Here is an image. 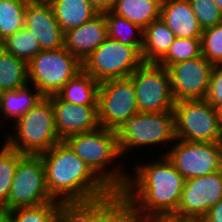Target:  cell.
<instances>
[{"label": "cell", "instance_id": "6da1fadb", "mask_svg": "<svg viewBox=\"0 0 222 222\" xmlns=\"http://www.w3.org/2000/svg\"><path fill=\"white\" fill-rule=\"evenodd\" d=\"M161 155V156H160ZM131 169L121 193L148 218H171L177 211L184 177L163 154Z\"/></svg>", "mask_w": 222, "mask_h": 222}, {"label": "cell", "instance_id": "7a4b0ae2", "mask_svg": "<svg viewBox=\"0 0 222 222\" xmlns=\"http://www.w3.org/2000/svg\"><path fill=\"white\" fill-rule=\"evenodd\" d=\"M39 155L48 192L55 201H88L112 191L64 140Z\"/></svg>", "mask_w": 222, "mask_h": 222}, {"label": "cell", "instance_id": "3957f363", "mask_svg": "<svg viewBox=\"0 0 222 222\" xmlns=\"http://www.w3.org/2000/svg\"><path fill=\"white\" fill-rule=\"evenodd\" d=\"M64 141L111 190L121 192L124 189L129 172L121 166L122 162L117 163V159L121 161L123 157L115 130L99 127L71 135Z\"/></svg>", "mask_w": 222, "mask_h": 222}, {"label": "cell", "instance_id": "277c9868", "mask_svg": "<svg viewBox=\"0 0 222 222\" xmlns=\"http://www.w3.org/2000/svg\"><path fill=\"white\" fill-rule=\"evenodd\" d=\"M5 135L7 146L22 154L39 155L62 141L56 131L54 108L50 97L42 99L16 119Z\"/></svg>", "mask_w": 222, "mask_h": 222}, {"label": "cell", "instance_id": "5b68a950", "mask_svg": "<svg viewBox=\"0 0 222 222\" xmlns=\"http://www.w3.org/2000/svg\"><path fill=\"white\" fill-rule=\"evenodd\" d=\"M115 132L123 158L130 151H136L135 149H144L145 146L154 149L155 146L166 147L169 144L164 148L166 154L176 140L174 112H138L129 117Z\"/></svg>", "mask_w": 222, "mask_h": 222}, {"label": "cell", "instance_id": "8992f818", "mask_svg": "<svg viewBox=\"0 0 222 222\" xmlns=\"http://www.w3.org/2000/svg\"><path fill=\"white\" fill-rule=\"evenodd\" d=\"M28 83L43 97L56 95L82 71V62L64 47L41 50L28 64Z\"/></svg>", "mask_w": 222, "mask_h": 222}, {"label": "cell", "instance_id": "52a82bcc", "mask_svg": "<svg viewBox=\"0 0 222 222\" xmlns=\"http://www.w3.org/2000/svg\"><path fill=\"white\" fill-rule=\"evenodd\" d=\"M173 112L176 139L221 143L222 126L217 108L206 99L177 101Z\"/></svg>", "mask_w": 222, "mask_h": 222}, {"label": "cell", "instance_id": "ba28073f", "mask_svg": "<svg viewBox=\"0 0 222 222\" xmlns=\"http://www.w3.org/2000/svg\"><path fill=\"white\" fill-rule=\"evenodd\" d=\"M141 49L109 37L83 62L82 70L98 83L129 77L143 63Z\"/></svg>", "mask_w": 222, "mask_h": 222}, {"label": "cell", "instance_id": "9c48e42d", "mask_svg": "<svg viewBox=\"0 0 222 222\" xmlns=\"http://www.w3.org/2000/svg\"><path fill=\"white\" fill-rule=\"evenodd\" d=\"M55 202L46 186L45 169L40 155L24 154L18 161L4 210L35 207Z\"/></svg>", "mask_w": 222, "mask_h": 222}, {"label": "cell", "instance_id": "30bf717a", "mask_svg": "<svg viewBox=\"0 0 222 222\" xmlns=\"http://www.w3.org/2000/svg\"><path fill=\"white\" fill-rule=\"evenodd\" d=\"M129 77L135 87L139 112L173 111L175 100L166 67L143 62Z\"/></svg>", "mask_w": 222, "mask_h": 222}, {"label": "cell", "instance_id": "8fae6325", "mask_svg": "<svg viewBox=\"0 0 222 222\" xmlns=\"http://www.w3.org/2000/svg\"><path fill=\"white\" fill-rule=\"evenodd\" d=\"M173 144L164 155L185 180L222 170V143L176 139Z\"/></svg>", "mask_w": 222, "mask_h": 222}, {"label": "cell", "instance_id": "7c38bea8", "mask_svg": "<svg viewBox=\"0 0 222 222\" xmlns=\"http://www.w3.org/2000/svg\"><path fill=\"white\" fill-rule=\"evenodd\" d=\"M98 121L100 127L117 130L139 112L135 87L130 77L99 83Z\"/></svg>", "mask_w": 222, "mask_h": 222}, {"label": "cell", "instance_id": "4fadbf2b", "mask_svg": "<svg viewBox=\"0 0 222 222\" xmlns=\"http://www.w3.org/2000/svg\"><path fill=\"white\" fill-rule=\"evenodd\" d=\"M213 68L202 55L170 65L167 69L175 102L205 99Z\"/></svg>", "mask_w": 222, "mask_h": 222}, {"label": "cell", "instance_id": "5bb4252c", "mask_svg": "<svg viewBox=\"0 0 222 222\" xmlns=\"http://www.w3.org/2000/svg\"><path fill=\"white\" fill-rule=\"evenodd\" d=\"M222 198V170L187 179L171 218H202Z\"/></svg>", "mask_w": 222, "mask_h": 222}, {"label": "cell", "instance_id": "9a60e30c", "mask_svg": "<svg viewBox=\"0 0 222 222\" xmlns=\"http://www.w3.org/2000/svg\"><path fill=\"white\" fill-rule=\"evenodd\" d=\"M25 28L38 40L41 50L64 47V32L57 22L48 0H29Z\"/></svg>", "mask_w": 222, "mask_h": 222}, {"label": "cell", "instance_id": "2e32d148", "mask_svg": "<svg viewBox=\"0 0 222 222\" xmlns=\"http://www.w3.org/2000/svg\"><path fill=\"white\" fill-rule=\"evenodd\" d=\"M51 102L54 108L56 131L61 140L100 127L98 106L72 104L61 100L57 95L51 96Z\"/></svg>", "mask_w": 222, "mask_h": 222}, {"label": "cell", "instance_id": "e0dca14e", "mask_svg": "<svg viewBox=\"0 0 222 222\" xmlns=\"http://www.w3.org/2000/svg\"><path fill=\"white\" fill-rule=\"evenodd\" d=\"M106 38L105 13H98L81 26L64 32V48L83 62Z\"/></svg>", "mask_w": 222, "mask_h": 222}, {"label": "cell", "instance_id": "ac0fdd59", "mask_svg": "<svg viewBox=\"0 0 222 222\" xmlns=\"http://www.w3.org/2000/svg\"><path fill=\"white\" fill-rule=\"evenodd\" d=\"M160 17L176 38H201L203 29L189 0H163Z\"/></svg>", "mask_w": 222, "mask_h": 222}, {"label": "cell", "instance_id": "d6986e66", "mask_svg": "<svg viewBox=\"0 0 222 222\" xmlns=\"http://www.w3.org/2000/svg\"><path fill=\"white\" fill-rule=\"evenodd\" d=\"M174 33L161 17L151 22L143 34L142 59L146 63H158L168 52L175 40Z\"/></svg>", "mask_w": 222, "mask_h": 222}, {"label": "cell", "instance_id": "ffe728a7", "mask_svg": "<svg viewBox=\"0 0 222 222\" xmlns=\"http://www.w3.org/2000/svg\"><path fill=\"white\" fill-rule=\"evenodd\" d=\"M42 97L41 93L29 83L16 90L2 92L0 98V121L9 119L11 123L14 122L34 107Z\"/></svg>", "mask_w": 222, "mask_h": 222}, {"label": "cell", "instance_id": "44dd1931", "mask_svg": "<svg viewBox=\"0 0 222 222\" xmlns=\"http://www.w3.org/2000/svg\"><path fill=\"white\" fill-rule=\"evenodd\" d=\"M63 32L91 20L98 12L89 0H48Z\"/></svg>", "mask_w": 222, "mask_h": 222}, {"label": "cell", "instance_id": "7402d4cb", "mask_svg": "<svg viewBox=\"0 0 222 222\" xmlns=\"http://www.w3.org/2000/svg\"><path fill=\"white\" fill-rule=\"evenodd\" d=\"M148 219L121 192L101 196V222H146Z\"/></svg>", "mask_w": 222, "mask_h": 222}, {"label": "cell", "instance_id": "603a6c76", "mask_svg": "<svg viewBox=\"0 0 222 222\" xmlns=\"http://www.w3.org/2000/svg\"><path fill=\"white\" fill-rule=\"evenodd\" d=\"M163 0H116L112 12L145 29L160 18Z\"/></svg>", "mask_w": 222, "mask_h": 222}, {"label": "cell", "instance_id": "cb8c5ba5", "mask_svg": "<svg viewBox=\"0 0 222 222\" xmlns=\"http://www.w3.org/2000/svg\"><path fill=\"white\" fill-rule=\"evenodd\" d=\"M99 83L83 70L56 94L61 100L76 105L98 106Z\"/></svg>", "mask_w": 222, "mask_h": 222}, {"label": "cell", "instance_id": "d4e9b609", "mask_svg": "<svg viewBox=\"0 0 222 222\" xmlns=\"http://www.w3.org/2000/svg\"><path fill=\"white\" fill-rule=\"evenodd\" d=\"M57 222H101V197L88 201L58 202Z\"/></svg>", "mask_w": 222, "mask_h": 222}, {"label": "cell", "instance_id": "484cf974", "mask_svg": "<svg viewBox=\"0 0 222 222\" xmlns=\"http://www.w3.org/2000/svg\"><path fill=\"white\" fill-rule=\"evenodd\" d=\"M28 84L27 63L0 50V90L11 91Z\"/></svg>", "mask_w": 222, "mask_h": 222}, {"label": "cell", "instance_id": "4316f807", "mask_svg": "<svg viewBox=\"0 0 222 222\" xmlns=\"http://www.w3.org/2000/svg\"><path fill=\"white\" fill-rule=\"evenodd\" d=\"M107 37L128 46L142 49L144 29L112 11L105 13Z\"/></svg>", "mask_w": 222, "mask_h": 222}, {"label": "cell", "instance_id": "83f0119b", "mask_svg": "<svg viewBox=\"0 0 222 222\" xmlns=\"http://www.w3.org/2000/svg\"><path fill=\"white\" fill-rule=\"evenodd\" d=\"M29 0H0V37L2 40L25 27Z\"/></svg>", "mask_w": 222, "mask_h": 222}, {"label": "cell", "instance_id": "f1b7e54d", "mask_svg": "<svg viewBox=\"0 0 222 222\" xmlns=\"http://www.w3.org/2000/svg\"><path fill=\"white\" fill-rule=\"evenodd\" d=\"M2 49L27 64L41 51L38 40L25 27L5 38Z\"/></svg>", "mask_w": 222, "mask_h": 222}, {"label": "cell", "instance_id": "f546056e", "mask_svg": "<svg viewBox=\"0 0 222 222\" xmlns=\"http://www.w3.org/2000/svg\"><path fill=\"white\" fill-rule=\"evenodd\" d=\"M0 147V204L4 206L10 193L12 179L19 159L24 155L5 143Z\"/></svg>", "mask_w": 222, "mask_h": 222}, {"label": "cell", "instance_id": "4dcf8cb0", "mask_svg": "<svg viewBox=\"0 0 222 222\" xmlns=\"http://www.w3.org/2000/svg\"><path fill=\"white\" fill-rule=\"evenodd\" d=\"M201 55V38H175L167 54L158 64L168 68L172 64L191 60Z\"/></svg>", "mask_w": 222, "mask_h": 222}, {"label": "cell", "instance_id": "1f68e13d", "mask_svg": "<svg viewBox=\"0 0 222 222\" xmlns=\"http://www.w3.org/2000/svg\"><path fill=\"white\" fill-rule=\"evenodd\" d=\"M58 201L10 210L12 222H57Z\"/></svg>", "mask_w": 222, "mask_h": 222}, {"label": "cell", "instance_id": "d6a6232c", "mask_svg": "<svg viewBox=\"0 0 222 222\" xmlns=\"http://www.w3.org/2000/svg\"><path fill=\"white\" fill-rule=\"evenodd\" d=\"M202 56L215 65H222V22L203 30L201 35Z\"/></svg>", "mask_w": 222, "mask_h": 222}, {"label": "cell", "instance_id": "836d02e7", "mask_svg": "<svg viewBox=\"0 0 222 222\" xmlns=\"http://www.w3.org/2000/svg\"><path fill=\"white\" fill-rule=\"evenodd\" d=\"M189 2L203 30L222 22V12L213 0H189Z\"/></svg>", "mask_w": 222, "mask_h": 222}, {"label": "cell", "instance_id": "e575fe53", "mask_svg": "<svg viewBox=\"0 0 222 222\" xmlns=\"http://www.w3.org/2000/svg\"><path fill=\"white\" fill-rule=\"evenodd\" d=\"M205 99L215 108L222 104V65L214 66Z\"/></svg>", "mask_w": 222, "mask_h": 222}, {"label": "cell", "instance_id": "d590c367", "mask_svg": "<svg viewBox=\"0 0 222 222\" xmlns=\"http://www.w3.org/2000/svg\"><path fill=\"white\" fill-rule=\"evenodd\" d=\"M205 222H222V198L202 217Z\"/></svg>", "mask_w": 222, "mask_h": 222}, {"label": "cell", "instance_id": "8d00e7d4", "mask_svg": "<svg viewBox=\"0 0 222 222\" xmlns=\"http://www.w3.org/2000/svg\"><path fill=\"white\" fill-rule=\"evenodd\" d=\"M91 2L92 7L98 13H106L112 11L116 0H89Z\"/></svg>", "mask_w": 222, "mask_h": 222}, {"label": "cell", "instance_id": "74e56055", "mask_svg": "<svg viewBox=\"0 0 222 222\" xmlns=\"http://www.w3.org/2000/svg\"><path fill=\"white\" fill-rule=\"evenodd\" d=\"M0 222H12V214L10 210H3L0 213Z\"/></svg>", "mask_w": 222, "mask_h": 222}, {"label": "cell", "instance_id": "f35d334b", "mask_svg": "<svg viewBox=\"0 0 222 222\" xmlns=\"http://www.w3.org/2000/svg\"><path fill=\"white\" fill-rule=\"evenodd\" d=\"M146 222H176V218H148Z\"/></svg>", "mask_w": 222, "mask_h": 222}, {"label": "cell", "instance_id": "ab89813d", "mask_svg": "<svg viewBox=\"0 0 222 222\" xmlns=\"http://www.w3.org/2000/svg\"><path fill=\"white\" fill-rule=\"evenodd\" d=\"M176 222H205L202 218H176Z\"/></svg>", "mask_w": 222, "mask_h": 222}, {"label": "cell", "instance_id": "60d3db41", "mask_svg": "<svg viewBox=\"0 0 222 222\" xmlns=\"http://www.w3.org/2000/svg\"><path fill=\"white\" fill-rule=\"evenodd\" d=\"M217 112H218L220 124H221V126H222V104H220V105L217 107Z\"/></svg>", "mask_w": 222, "mask_h": 222}, {"label": "cell", "instance_id": "b9f144b4", "mask_svg": "<svg viewBox=\"0 0 222 222\" xmlns=\"http://www.w3.org/2000/svg\"><path fill=\"white\" fill-rule=\"evenodd\" d=\"M213 1L220 8V10L222 12V0H213Z\"/></svg>", "mask_w": 222, "mask_h": 222}, {"label": "cell", "instance_id": "7bdbcfd3", "mask_svg": "<svg viewBox=\"0 0 222 222\" xmlns=\"http://www.w3.org/2000/svg\"><path fill=\"white\" fill-rule=\"evenodd\" d=\"M2 45H3V40H2V38L0 37V50L2 49Z\"/></svg>", "mask_w": 222, "mask_h": 222}, {"label": "cell", "instance_id": "ee69618b", "mask_svg": "<svg viewBox=\"0 0 222 222\" xmlns=\"http://www.w3.org/2000/svg\"><path fill=\"white\" fill-rule=\"evenodd\" d=\"M4 210V207L0 204V213Z\"/></svg>", "mask_w": 222, "mask_h": 222}]
</instances>
